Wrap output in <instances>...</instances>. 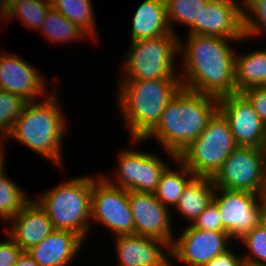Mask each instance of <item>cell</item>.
I'll use <instances>...</instances> for the list:
<instances>
[{
  "label": "cell",
  "mask_w": 266,
  "mask_h": 266,
  "mask_svg": "<svg viewBox=\"0 0 266 266\" xmlns=\"http://www.w3.org/2000/svg\"><path fill=\"white\" fill-rule=\"evenodd\" d=\"M187 41L179 40L182 60V88L220 98L235 94V51L231 40L209 35L188 34ZM184 46V47H183ZM183 75V76H181Z\"/></svg>",
  "instance_id": "cell-1"
},
{
  "label": "cell",
  "mask_w": 266,
  "mask_h": 266,
  "mask_svg": "<svg viewBox=\"0 0 266 266\" xmlns=\"http://www.w3.org/2000/svg\"><path fill=\"white\" fill-rule=\"evenodd\" d=\"M218 112V98L181 88L171 99L156 126L143 138H155L173 159L206 128Z\"/></svg>",
  "instance_id": "cell-2"
},
{
  "label": "cell",
  "mask_w": 266,
  "mask_h": 266,
  "mask_svg": "<svg viewBox=\"0 0 266 266\" xmlns=\"http://www.w3.org/2000/svg\"><path fill=\"white\" fill-rule=\"evenodd\" d=\"M119 109L134 141L159 122L167 103L182 88L181 79L121 80Z\"/></svg>",
  "instance_id": "cell-3"
},
{
  "label": "cell",
  "mask_w": 266,
  "mask_h": 266,
  "mask_svg": "<svg viewBox=\"0 0 266 266\" xmlns=\"http://www.w3.org/2000/svg\"><path fill=\"white\" fill-rule=\"evenodd\" d=\"M56 91L44 101L27 102L6 138L16 139L34 152L61 166L65 117ZM37 103V104H36Z\"/></svg>",
  "instance_id": "cell-4"
},
{
  "label": "cell",
  "mask_w": 266,
  "mask_h": 266,
  "mask_svg": "<svg viewBox=\"0 0 266 266\" xmlns=\"http://www.w3.org/2000/svg\"><path fill=\"white\" fill-rule=\"evenodd\" d=\"M93 177L81 176L45 192L36 202L46 211L54 229L69 230L84 241L91 222Z\"/></svg>",
  "instance_id": "cell-5"
},
{
  "label": "cell",
  "mask_w": 266,
  "mask_h": 266,
  "mask_svg": "<svg viewBox=\"0 0 266 266\" xmlns=\"http://www.w3.org/2000/svg\"><path fill=\"white\" fill-rule=\"evenodd\" d=\"M237 146L228 121L218 111L177 158L195 176L213 178Z\"/></svg>",
  "instance_id": "cell-6"
},
{
  "label": "cell",
  "mask_w": 266,
  "mask_h": 266,
  "mask_svg": "<svg viewBox=\"0 0 266 266\" xmlns=\"http://www.w3.org/2000/svg\"><path fill=\"white\" fill-rule=\"evenodd\" d=\"M130 43L122 80L181 79L173 64L179 52L175 33Z\"/></svg>",
  "instance_id": "cell-7"
},
{
  "label": "cell",
  "mask_w": 266,
  "mask_h": 266,
  "mask_svg": "<svg viewBox=\"0 0 266 266\" xmlns=\"http://www.w3.org/2000/svg\"><path fill=\"white\" fill-rule=\"evenodd\" d=\"M212 179L216 188L264 195L266 148L237 146Z\"/></svg>",
  "instance_id": "cell-8"
},
{
  "label": "cell",
  "mask_w": 266,
  "mask_h": 266,
  "mask_svg": "<svg viewBox=\"0 0 266 266\" xmlns=\"http://www.w3.org/2000/svg\"><path fill=\"white\" fill-rule=\"evenodd\" d=\"M91 220L98 221L115 236L134 234L128 191L111 185L103 175L93 177Z\"/></svg>",
  "instance_id": "cell-9"
},
{
  "label": "cell",
  "mask_w": 266,
  "mask_h": 266,
  "mask_svg": "<svg viewBox=\"0 0 266 266\" xmlns=\"http://www.w3.org/2000/svg\"><path fill=\"white\" fill-rule=\"evenodd\" d=\"M219 192V194H218ZM264 195L250 191L215 188L212 201L217 205L221 224L230 239H241L260 224Z\"/></svg>",
  "instance_id": "cell-10"
},
{
  "label": "cell",
  "mask_w": 266,
  "mask_h": 266,
  "mask_svg": "<svg viewBox=\"0 0 266 266\" xmlns=\"http://www.w3.org/2000/svg\"><path fill=\"white\" fill-rule=\"evenodd\" d=\"M118 155L119 168L116 171L115 179L111 181L108 177H103L111 185L127 191L154 193L160 176L168 164L162 158L150 152L144 153L127 149Z\"/></svg>",
  "instance_id": "cell-11"
},
{
  "label": "cell",
  "mask_w": 266,
  "mask_h": 266,
  "mask_svg": "<svg viewBox=\"0 0 266 266\" xmlns=\"http://www.w3.org/2000/svg\"><path fill=\"white\" fill-rule=\"evenodd\" d=\"M218 111L228 121L238 146L266 148V126L242 93L218 98Z\"/></svg>",
  "instance_id": "cell-12"
},
{
  "label": "cell",
  "mask_w": 266,
  "mask_h": 266,
  "mask_svg": "<svg viewBox=\"0 0 266 266\" xmlns=\"http://www.w3.org/2000/svg\"><path fill=\"white\" fill-rule=\"evenodd\" d=\"M232 241L227 232L197 229L191 224L179 234L170 247V260L182 261L188 266H204L217 255L226 252Z\"/></svg>",
  "instance_id": "cell-13"
},
{
  "label": "cell",
  "mask_w": 266,
  "mask_h": 266,
  "mask_svg": "<svg viewBox=\"0 0 266 266\" xmlns=\"http://www.w3.org/2000/svg\"><path fill=\"white\" fill-rule=\"evenodd\" d=\"M128 199L134 220V234L159 239L171 247L174 238L170 209L150 192L128 191Z\"/></svg>",
  "instance_id": "cell-14"
},
{
  "label": "cell",
  "mask_w": 266,
  "mask_h": 266,
  "mask_svg": "<svg viewBox=\"0 0 266 266\" xmlns=\"http://www.w3.org/2000/svg\"><path fill=\"white\" fill-rule=\"evenodd\" d=\"M241 3L234 0H209L189 34L209 35L231 40L244 37Z\"/></svg>",
  "instance_id": "cell-15"
},
{
  "label": "cell",
  "mask_w": 266,
  "mask_h": 266,
  "mask_svg": "<svg viewBox=\"0 0 266 266\" xmlns=\"http://www.w3.org/2000/svg\"><path fill=\"white\" fill-rule=\"evenodd\" d=\"M45 79L27 61L10 52L0 53V89L34 102L45 92Z\"/></svg>",
  "instance_id": "cell-16"
},
{
  "label": "cell",
  "mask_w": 266,
  "mask_h": 266,
  "mask_svg": "<svg viewBox=\"0 0 266 266\" xmlns=\"http://www.w3.org/2000/svg\"><path fill=\"white\" fill-rule=\"evenodd\" d=\"M119 266H171L170 246L156 238L137 234L115 236Z\"/></svg>",
  "instance_id": "cell-17"
},
{
  "label": "cell",
  "mask_w": 266,
  "mask_h": 266,
  "mask_svg": "<svg viewBox=\"0 0 266 266\" xmlns=\"http://www.w3.org/2000/svg\"><path fill=\"white\" fill-rule=\"evenodd\" d=\"M8 234L26 252L55 229L46 211L32 199L12 218Z\"/></svg>",
  "instance_id": "cell-18"
},
{
  "label": "cell",
  "mask_w": 266,
  "mask_h": 266,
  "mask_svg": "<svg viewBox=\"0 0 266 266\" xmlns=\"http://www.w3.org/2000/svg\"><path fill=\"white\" fill-rule=\"evenodd\" d=\"M83 243L84 240L76 233L55 229L26 252L39 266H68Z\"/></svg>",
  "instance_id": "cell-19"
},
{
  "label": "cell",
  "mask_w": 266,
  "mask_h": 266,
  "mask_svg": "<svg viewBox=\"0 0 266 266\" xmlns=\"http://www.w3.org/2000/svg\"><path fill=\"white\" fill-rule=\"evenodd\" d=\"M165 0H145L132 20L131 41L162 37L170 34Z\"/></svg>",
  "instance_id": "cell-20"
},
{
  "label": "cell",
  "mask_w": 266,
  "mask_h": 266,
  "mask_svg": "<svg viewBox=\"0 0 266 266\" xmlns=\"http://www.w3.org/2000/svg\"><path fill=\"white\" fill-rule=\"evenodd\" d=\"M215 188L212 178L194 176L184 188L174 208L192 224L212 202Z\"/></svg>",
  "instance_id": "cell-21"
},
{
  "label": "cell",
  "mask_w": 266,
  "mask_h": 266,
  "mask_svg": "<svg viewBox=\"0 0 266 266\" xmlns=\"http://www.w3.org/2000/svg\"><path fill=\"white\" fill-rule=\"evenodd\" d=\"M236 93L266 86V49L235 55Z\"/></svg>",
  "instance_id": "cell-22"
},
{
  "label": "cell",
  "mask_w": 266,
  "mask_h": 266,
  "mask_svg": "<svg viewBox=\"0 0 266 266\" xmlns=\"http://www.w3.org/2000/svg\"><path fill=\"white\" fill-rule=\"evenodd\" d=\"M175 162H178L179 170L174 171L168 165L161 174L157 189L154 192L156 198L168 209L169 205H172V208L177 205L184 188L195 176L178 158H175Z\"/></svg>",
  "instance_id": "cell-23"
},
{
  "label": "cell",
  "mask_w": 266,
  "mask_h": 266,
  "mask_svg": "<svg viewBox=\"0 0 266 266\" xmlns=\"http://www.w3.org/2000/svg\"><path fill=\"white\" fill-rule=\"evenodd\" d=\"M52 43H65L87 37L86 33L51 6L40 29Z\"/></svg>",
  "instance_id": "cell-24"
},
{
  "label": "cell",
  "mask_w": 266,
  "mask_h": 266,
  "mask_svg": "<svg viewBox=\"0 0 266 266\" xmlns=\"http://www.w3.org/2000/svg\"><path fill=\"white\" fill-rule=\"evenodd\" d=\"M52 6L87 35L96 29L91 0H51Z\"/></svg>",
  "instance_id": "cell-25"
},
{
  "label": "cell",
  "mask_w": 266,
  "mask_h": 266,
  "mask_svg": "<svg viewBox=\"0 0 266 266\" xmlns=\"http://www.w3.org/2000/svg\"><path fill=\"white\" fill-rule=\"evenodd\" d=\"M4 171L0 173V219L10 221L31 199Z\"/></svg>",
  "instance_id": "cell-26"
},
{
  "label": "cell",
  "mask_w": 266,
  "mask_h": 266,
  "mask_svg": "<svg viewBox=\"0 0 266 266\" xmlns=\"http://www.w3.org/2000/svg\"><path fill=\"white\" fill-rule=\"evenodd\" d=\"M51 6V0H24L9 10L5 20L20 18L27 28L39 30Z\"/></svg>",
  "instance_id": "cell-27"
},
{
  "label": "cell",
  "mask_w": 266,
  "mask_h": 266,
  "mask_svg": "<svg viewBox=\"0 0 266 266\" xmlns=\"http://www.w3.org/2000/svg\"><path fill=\"white\" fill-rule=\"evenodd\" d=\"M209 0H165L167 20L173 33L172 22H179L191 27L198 20L201 9ZM172 21V22H171Z\"/></svg>",
  "instance_id": "cell-28"
},
{
  "label": "cell",
  "mask_w": 266,
  "mask_h": 266,
  "mask_svg": "<svg viewBox=\"0 0 266 266\" xmlns=\"http://www.w3.org/2000/svg\"><path fill=\"white\" fill-rule=\"evenodd\" d=\"M242 5L244 37L262 35L266 31V0H245Z\"/></svg>",
  "instance_id": "cell-29"
},
{
  "label": "cell",
  "mask_w": 266,
  "mask_h": 266,
  "mask_svg": "<svg viewBox=\"0 0 266 266\" xmlns=\"http://www.w3.org/2000/svg\"><path fill=\"white\" fill-rule=\"evenodd\" d=\"M248 254L241 255L248 266H266V229L260 224L250 230L242 239Z\"/></svg>",
  "instance_id": "cell-30"
},
{
  "label": "cell",
  "mask_w": 266,
  "mask_h": 266,
  "mask_svg": "<svg viewBox=\"0 0 266 266\" xmlns=\"http://www.w3.org/2000/svg\"><path fill=\"white\" fill-rule=\"evenodd\" d=\"M27 101L0 89V130L7 135L14 127Z\"/></svg>",
  "instance_id": "cell-31"
},
{
  "label": "cell",
  "mask_w": 266,
  "mask_h": 266,
  "mask_svg": "<svg viewBox=\"0 0 266 266\" xmlns=\"http://www.w3.org/2000/svg\"><path fill=\"white\" fill-rule=\"evenodd\" d=\"M221 216L217 205L212 201L191 225L206 231L226 232L221 224Z\"/></svg>",
  "instance_id": "cell-32"
},
{
  "label": "cell",
  "mask_w": 266,
  "mask_h": 266,
  "mask_svg": "<svg viewBox=\"0 0 266 266\" xmlns=\"http://www.w3.org/2000/svg\"><path fill=\"white\" fill-rule=\"evenodd\" d=\"M266 126V86L251 87L242 92Z\"/></svg>",
  "instance_id": "cell-33"
},
{
  "label": "cell",
  "mask_w": 266,
  "mask_h": 266,
  "mask_svg": "<svg viewBox=\"0 0 266 266\" xmlns=\"http://www.w3.org/2000/svg\"><path fill=\"white\" fill-rule=\"evenodd\" d=\"M22 249L8 235V240L0 242V266H13L22 253Z\"/></svg>",
  "instance_id": "cell-34"
},
{
  "label": "cell",
  "mask_w": 266,
  "mask_h": 266,
  "mask_svg": "<svg viewBox=\"0 0 266 266\" xmlns=\"http://www.w3.org/2000/svg\"><path fill=\"white\" fill-rule=\"evenodd\" d=\"M242 262V257L234 254L230 249L221 255H217L204 266H238Z\"/></svg>",
  "instance_id": "cell-35"
},
{
  "label": "cell",
  "mask_w": 266,
  "mask_h": 266,
  "mask_svg": "<svg viewBox=\"0 0 266 266\" xmlns=\"http://www.w3.org/2000/svg\"><path fill=\"white\" fill-rule=\"evenodd\" d=\"M13 266H39L27 252H22Z\"/></svg>",
  "instance_id": "cell-36"
},
{
  "label": "cell",
  "mask_w": 266,
  "mask_h": 266,
  "mask_svg": "<svg viewBox=\"0 0 266 266\" xmlns=\"http://www.w3.org/2000/svg\"><path fill=\"white\" fill-rule=\"evenodd\" d=\"M260 225L266 229V198H263L261 216H260Z\"/></svg>",
  "instance_id": "cell-37"
},
{
  "label": "cell",
  "mask_w": 266,
  "mask_h": 266,
  "mask_svg": "<svg viewBox=\"0 0 266 266\" xmlns=\"http://www.w3.org/2000/svg\"><path fill=\"white\" fill-rule=\"evenodd\" d=\"M8 12L9 11L6 9V1L0 0V16L4 20V22H5L7 15H8Z\"/></svg>",
  "instance_id": "cell-38"
},
{
  "label": "cell",
  "mask_w": 266,
  "mask_h": 266,
  "mask_svg": "<svg viewBox=\"0 0 266 266\" xmlns=\"http://www.w3.org/2000/svg\"><path fill=\"white\" fill-rule=\"evenodd\" d=\"M5 1H6V9L9 11L17 3L22 2L24 0H5Z\"/></svg>",
  "instance_id": "cell-39"
},
{
  "label": "cell",
  "mask_w": 266,
  "mask_h": 266,
  "mask_svg": "<svg viewBox=\"0 0 266 266\" xmlns=\"http://www.w3.org/2000/svg\"><path fill=\"white\" fill-rule=\"evenodd\" d=\"M3 151H4V150H2V151L0 152V173H1L2 170L5 168L4 166H6V165H5V162H4V161H5V160H4V159H5V158H4L5 155L3 154V153H4Z\"/></svg>",
  "instance_id": "cell-40"
},
{
  "label": "cell",
  "mask_w": 266,
  "mask_h": 266,
  "mask_svg": "<svg viewBox=\"0 0 266 266\" xmlns=\"http://www.w3.org/2000/svg\"><path fill=\"white\" fill-rule=\"evenodd\" d=\"M1 135H2V137H1ZM3 137L5 138L6 137V135L0 130V143L2 142V139H3Z\"/></svg>",
  "instance_id": "cell-41"
},
{
  "label": "cell",
  "mask_w": 266,
  "mask_h": 266,
  "mask_svg": "<svg viewBox=\"0 0 266 266\" xmlns=\"http://www.w3.org/2000/svg\"><path fill=\"white\" fill-rule=\"evenodd\" d=\"M238 266H248V265L242 261Z\"/></svg>",
  "instance_id": "cell-42"
}]
</instances>
